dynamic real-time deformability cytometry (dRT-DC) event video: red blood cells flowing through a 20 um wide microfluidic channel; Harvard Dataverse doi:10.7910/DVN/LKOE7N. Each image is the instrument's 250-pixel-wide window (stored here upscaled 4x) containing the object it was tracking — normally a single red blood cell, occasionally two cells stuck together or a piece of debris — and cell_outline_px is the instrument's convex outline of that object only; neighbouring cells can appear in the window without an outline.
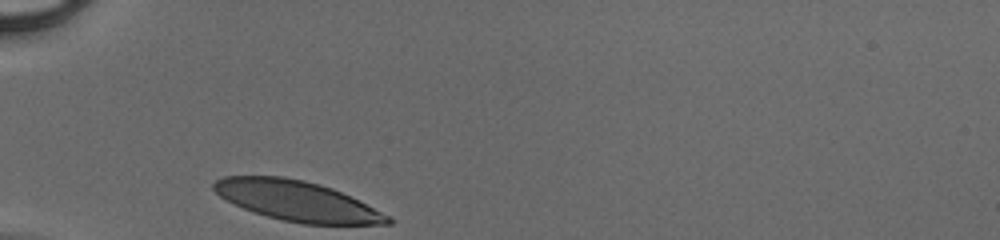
{"species": "human", "species_latin": "Homo sapiens", "temperature_condition": "cold", "stored_images_in_passage": 25, "camera_frame_rate_fps": 3000, "um_per_image_px": 0.085, "donor": {"sex": "male"}, "frame": {"image": 1, "passage_image": 1, "time_ms": 0.0, "image_size_px": [1000, 240], "cell_outline_px": [[392, 224], [304, 224], [284, 220], [268, 216], [244, 208], [220, 196], [212, 188], [212, 184], [216, 180], [224, 176], [284, 176], [304, 180], [332, 188], [388, 216], [392, 220]], "centroid_in_image_um": [25.19, 17.06], "position_along_channel_um": 59.8, "area_um2": 39.77}}
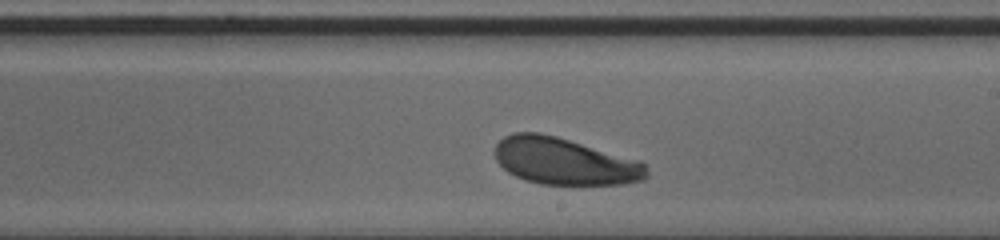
{"frame": {"image": 2, "passage_image": 15, "time_ms": 4.667, "image_size_px": [1000, 240], "cell_outline_px": [[648, 176], [644, 180], [624, 184], [540, 184], [516, 176], [508, 172], [496, 160], [496, 144], [504, 136], [512, 132], [540, 132], [556, 136], [636, 160], [644, 164], [648, 168]], "centroid_in_image_um": [47.97, 13.71], "position_along_channel_um": 241.0, "area_um2": 41.04}}
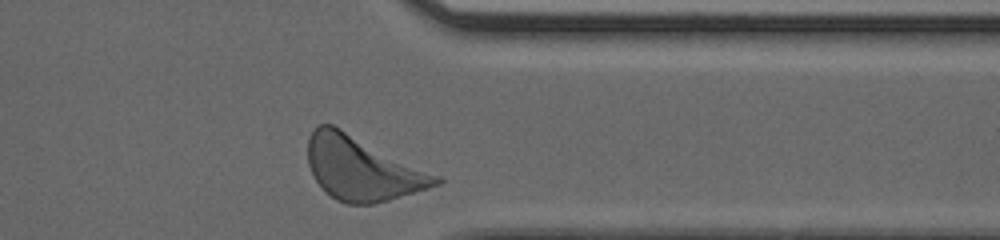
{"frame": {"image": 3, "passage_image": 25, "time_ms": 8.0, "image_size_px": [1000, 240], "cell_outline_px": [[444, 180], [440, 184], [376, 204], [348, 204], [336, 200], [316, 180], [308, 164], [308, 136], [316, 124], [332, 124], [440, 176]], "centroid_in_image_um": [30.78, 14.31], "position_along_channel_um": 380.6, "area_um2": 47.11}}